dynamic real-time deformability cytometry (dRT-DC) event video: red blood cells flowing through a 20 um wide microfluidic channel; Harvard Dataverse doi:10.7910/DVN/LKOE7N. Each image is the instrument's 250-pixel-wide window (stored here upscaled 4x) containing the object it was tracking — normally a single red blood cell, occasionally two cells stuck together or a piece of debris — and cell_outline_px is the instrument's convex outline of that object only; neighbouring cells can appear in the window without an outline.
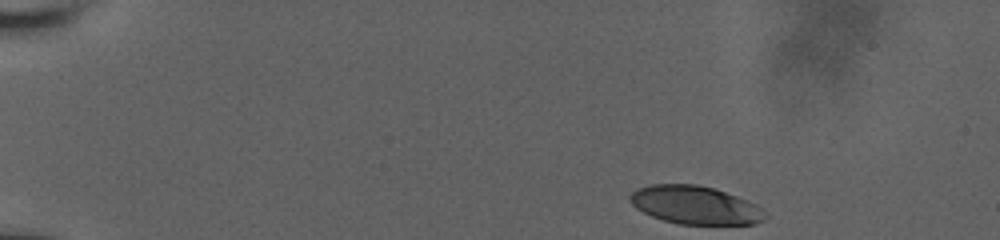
{"species": "human", "species_latin": "Homo sapiens", "temperature_condition": "room temperature", "stored_images_in_passage": 6, "camera_frame_rate_fps": 3000, "um_per_image_px": 0.085, "donor": {"sex": "male"}, "frame": {"image": 1, "passage_image": 1, "time_ms": 0.0, "image_size_px": [1000, 240], "cell_outline_px": [[768, 216], [764, 220], [756, 224], [680, 224], [664, 220], [652, 216], [636, 208], [628, 200], [628, 196], [636, 188], [652, 184], [696, 184], [712, 188], [748, 200], [756, 204], [768, 212]], "centroid_in_image_um": [59.11, 17.43], "position_along_channel_um": 25.9, "area_um2": 30.23}}
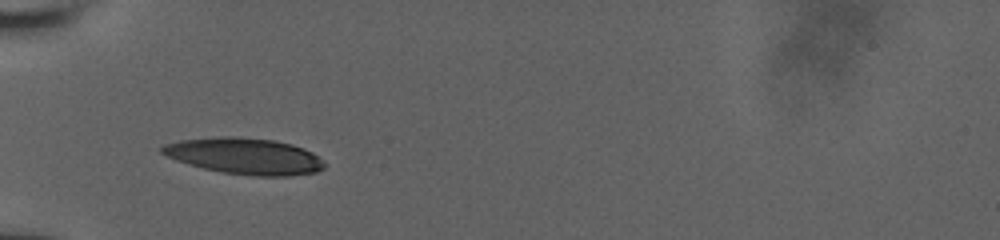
{"frame": {"image": 2, "passage_image": 5, "time_ms": 3.667, "image_size_px": [1000, 240], "cell_outline_px": [[324, 168], [316, 172], [288, 176], [252, 176], [224, 172], [204, 168], [176, 160], [160, 152], [160, 148], [164, 144], [180, 140], [220, 136], [236, 136], [276, 140], [292, 144], [304, 148], [312, 152], [324, 160]], "centroid_in_image_um": [20.82, 13.26], "position_along_channel_um": 64.2, "area_um2": 34.39}}
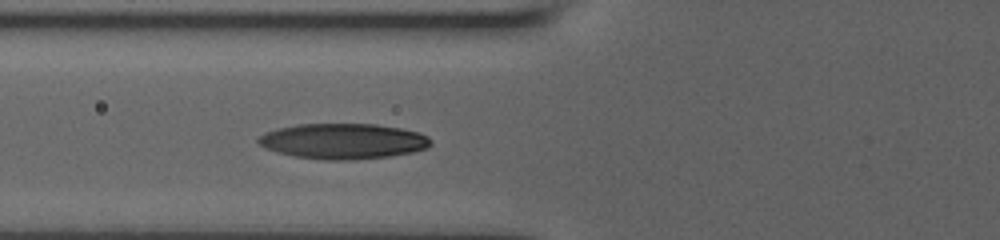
{"frame": {"image": 3, "passage_image": 6, "time_ms": 4.667, "image_size_px": [1000, 240], "cell_outline_px": [[432, 144], [428, 148], [412, 152], [388, 156], [352, 160], [324, 160], [296, 156], [276, 152], [264, 148], [256, 140], [264, 132], [276, 128], [296, 124], [376, 124], [400, 128], [420, 132], [428, 136], [432, 140]], "centroid_in_image_um": [29.17, 11.99], "position_along_channel_um": 96.6, "area_um2": 35.89}}